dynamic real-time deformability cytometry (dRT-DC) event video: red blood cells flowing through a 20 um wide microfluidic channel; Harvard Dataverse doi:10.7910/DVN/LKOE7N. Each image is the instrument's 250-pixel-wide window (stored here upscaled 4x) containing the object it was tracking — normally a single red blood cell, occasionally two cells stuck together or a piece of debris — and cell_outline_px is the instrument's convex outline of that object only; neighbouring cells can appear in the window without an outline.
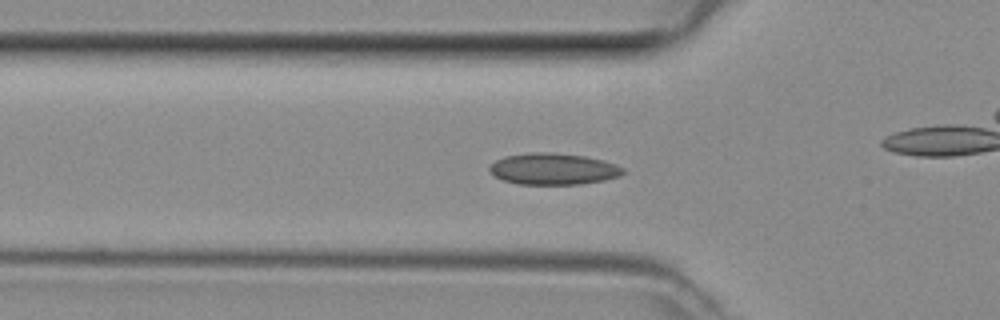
{"species": "common noctule bat (a hibernating species)", "species_latin": "Nyctalus noctula", "temperature_condition": "room temperature", "stored_images_in_passage": 47, "camera_frame_rate_fps": 3000, "um_per_image_px": 0.085, "animal": {"sex": "female", "body_mass_g": 29.2, "forearm_length_mm": 56.3}, "frame": {"image": 1, "passage_image": 15, "time_ms": 4.667, "image_size_px": [1000, 320], "cell_outline_px": [[624, 172], [620, 176], [604, 180], [580, 184], [520, 184], [504, 180], [496, 176], [488, 168], [496, 160], [504, 156], [532, 152], [552, 152], [584, 156], [604, 160], [616, 164], [624, 168]], "centroid_in_image_um": [47.06, 14.35], "position_along_channel_um": 78.7, "area_um2": 24.39}}
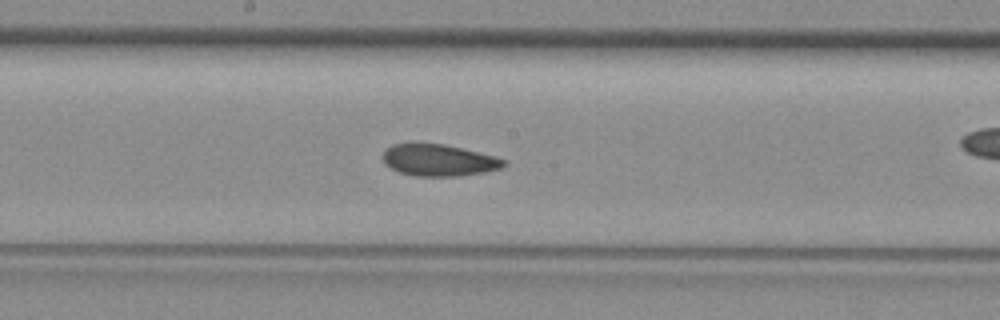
{"frame": {"image": 2, "passage_image": 24, "time_ms": 7.667, "image_size_px": [1000, 320], "cell_outline_px": [[508, 164], [500, 168], [484, 172], [460, 176], [416, 176], [400, 172], [384, 164], [384, 148], [392, 144], [408, 140], [412, 140], [444, 144], [492, 156], [504, 160]], "centroid_in_image_um": [37.2, 13.57], "position_along_channel_um": 211.0, "area_um2": 22.77}}
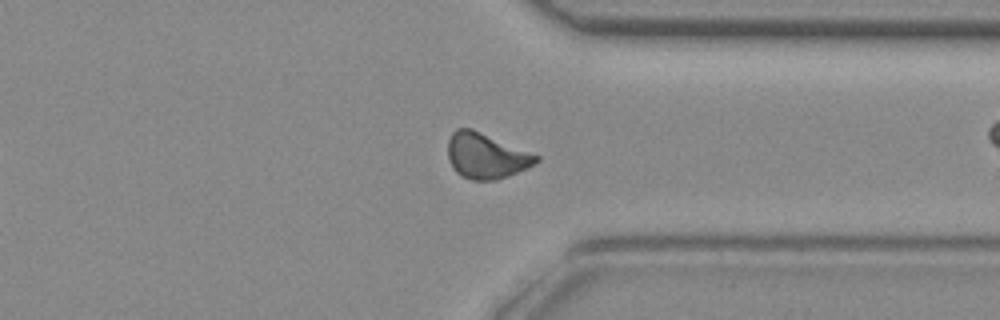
{"frame": {"image": 3, "passage_image": 35, "time_ms": 11.333, "image_size_px": [1000, 320], "cell_outline_px": [[540, 160], [508, 176], [496, 180], [472, 180], [456, 172], [452, 168], [448, 160], [448, 140], [452, 132], [456, 128], [472, 128], [540, 156]], "centroid_in_image_um": [41.27, 13.23], "position_along_channel_um": 370.1, "area_um2": 23.24}}